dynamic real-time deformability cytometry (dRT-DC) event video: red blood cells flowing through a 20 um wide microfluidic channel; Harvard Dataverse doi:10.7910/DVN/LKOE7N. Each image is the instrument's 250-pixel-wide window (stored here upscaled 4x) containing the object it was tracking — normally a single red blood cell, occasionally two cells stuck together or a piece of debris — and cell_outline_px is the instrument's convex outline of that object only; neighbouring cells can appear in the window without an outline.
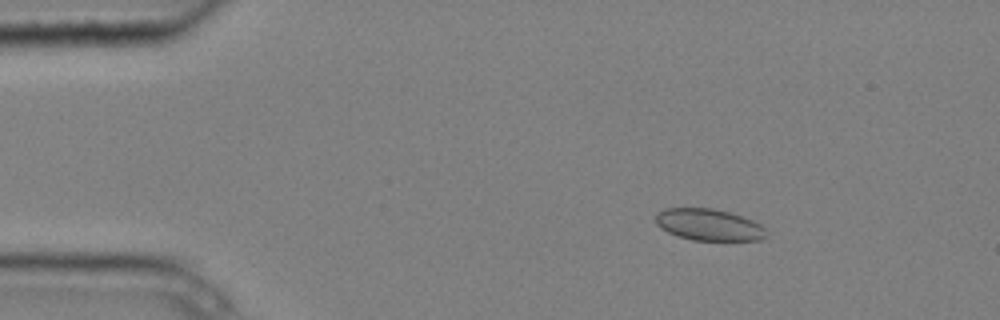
{"species": "common noctule bat (a hibernating species)", "species_latin": "Nyctalus noctula", "temperature_condition": "cold", "stored_images_in_passage": 3, "camera_frame_rate_fps": 3000, "um_per_image_px": 0.085, "animal": {"sex": "male", "body_mass_g": 20.4}, "frame": {"image": 1, "passage_image": 1, "time_ms": 0.0, "image_size_px": [1000, 320], "cell_outline_px": [[768, 236], [760, 240], [692, 240], [668, 232], [660, 228], [656, 224], [656, 212], [664, 208], [712, 208], [728, 212], [752, 220], [760, 224], [764, 228]], "centroid_in_image_um": [60.23, 19.1], "position_along_channel_um": 24.8, "area_um2": 20.35}}